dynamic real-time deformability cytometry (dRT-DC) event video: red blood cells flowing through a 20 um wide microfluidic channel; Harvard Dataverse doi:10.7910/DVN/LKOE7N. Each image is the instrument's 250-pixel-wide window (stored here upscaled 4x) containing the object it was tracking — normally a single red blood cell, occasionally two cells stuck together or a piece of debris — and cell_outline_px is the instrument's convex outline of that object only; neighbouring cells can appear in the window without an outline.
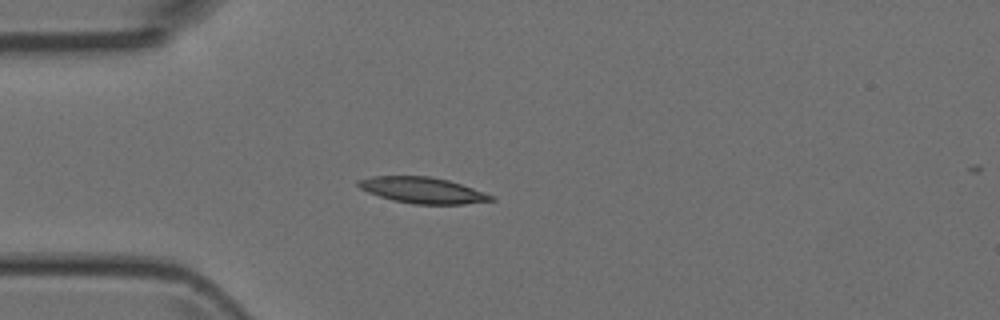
{"species": "Egyptian fruit bat (a non-hibernating species)", "species_latin": "Rousettus aegyptiacus", "temperature_condition": "room temperature", "stored_images_in_passage": 4, "camera_frame_rate_fps": 3000, "um_per_image_px": 0.085, "animal": {"sex": "female"}, "frame": {"image": 1, "passage_image": 4, "time_ms": 4.333, "image_size_px": [1000, 320], "cell_outline_px": [[496, 200], [464, 204], [412, 204], [392, 200], [368, 192], [360, 188], [356, 184], [356, 180], [372, 176], [428, 176], [448, 180], [496, 196]], "centroid_in_image_um": [35.91, 16.17], "position_along_channel_um": 49.1, "area_um2": 20.17}}